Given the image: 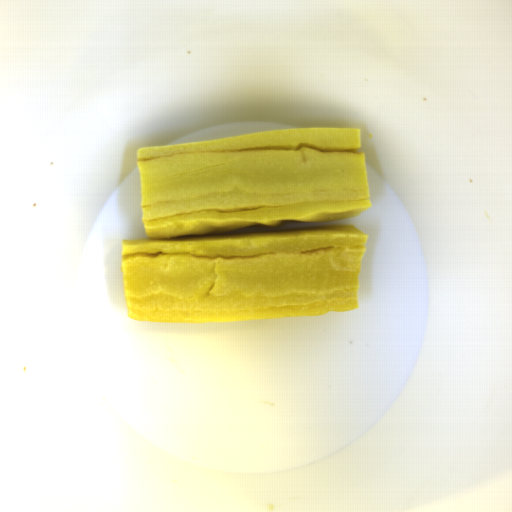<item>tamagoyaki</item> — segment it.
Wrapping results in <instances>:
<instances>
[{"instance_id": "1", "label": "tamagoyaki", "mask_w": 512, "mask_h": 512, "mask_svg": "<svg viewBox=\"0 0 512 512\" xmlns=\"http://www.w3.org/2000/svg\"><path fill=\"white\" fill-rule=\"evenodd\" d=\"M361 130L304 127L141 147L145 238L122 240L126 311L141 322L319 317L358 309L372 208Z\"/></svg>"}]
</instances>
